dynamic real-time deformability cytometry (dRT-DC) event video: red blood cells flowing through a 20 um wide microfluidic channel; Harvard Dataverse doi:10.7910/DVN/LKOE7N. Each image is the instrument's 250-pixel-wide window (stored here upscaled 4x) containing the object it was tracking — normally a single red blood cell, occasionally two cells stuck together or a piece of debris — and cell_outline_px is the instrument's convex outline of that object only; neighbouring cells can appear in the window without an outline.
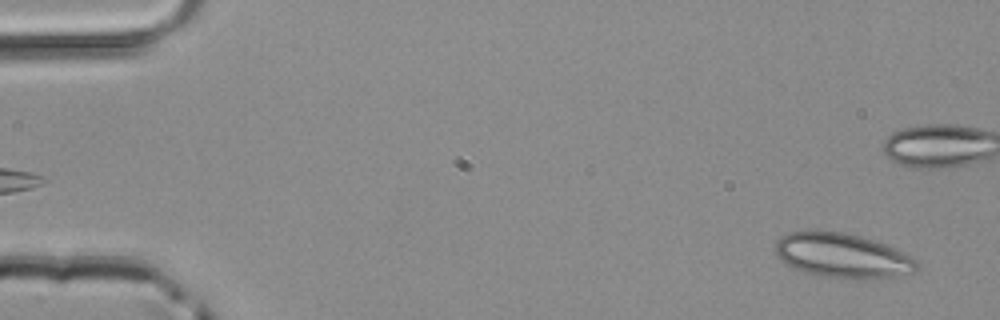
{"species": "common noctule bat (a hibernating species)", "species_latin": "Nyctalus noctula", "temperature_condition": "room temperature", "stored_images_in_passage": 49, "camera_frame_rate_fps": 3000, "um_per_image_px": 0.085, "animal": {"sex": "male", "body_mass_g": 20.4}, "frame": {"image": 1, "passage_image": 2, "time_ms": 0.333, "image_size_px": [1000, 320], "cell_outline_px": [[920, 268], [916, 272], [908, 276], [872, 280], [840, 280], [804, 272], [780, 260], [776, 256], [776, 240], [780, 236], [788, 232], [812, 228], [816, 228], [848, 232], [908, 252], [920, 264]], "centroid_in_image_um": [71.68, 21.73], "position_along_channel_um": 13.3, "area_um2": 38.73}}
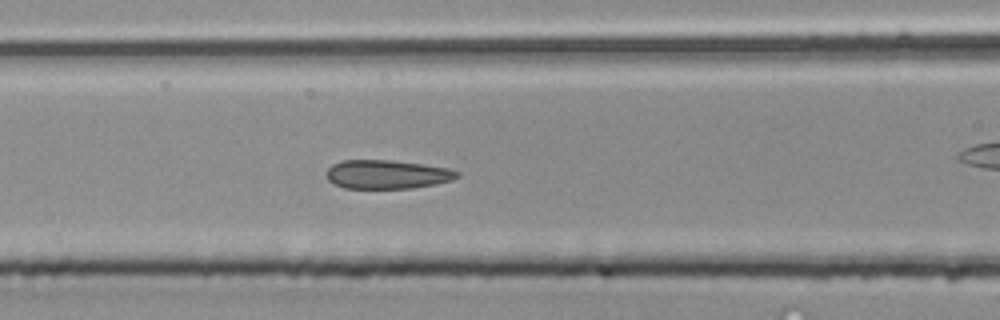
{"frame": {"image": 2, "passage_image": 20, "time_ms": 6.333, "image_size_px": [1000, 320], "cell_outline_px": [[460, 176], [452, 180], [436, 184], [412, 188], [344, 188], [332, 184], [324, 176], [328, 168], [332, 164], [340, 160], [392, 160], [424, 164], [448, 168], [460, 172]], "centroid_in_image_um": [32.87, 14.82], "position_along_channel_um": 133.7, "area_um2": 22.25}}
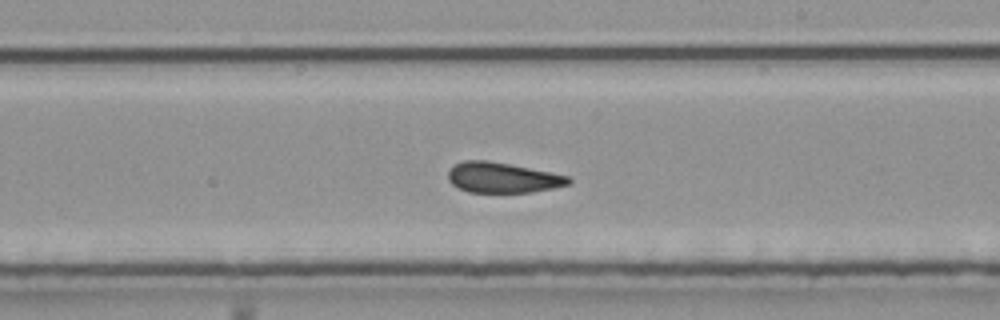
{"frame": {"image": 3, "passage_image": 28, "time_ms": 9.0, "image_size_px": [1000, 320], "cell_outline_px": [[572, 180], [568, 184], [552, 188], [532, 192], [468, 192], [452, 184], [448, 180], [448, 168], [452, 164], [464, 160], [488, 160], [552, 172], [568, 176]], "centroid_in_image_um": [42.67, 15.08], "position_along_channel_um": 246.3, "area_um2": 21.39}}